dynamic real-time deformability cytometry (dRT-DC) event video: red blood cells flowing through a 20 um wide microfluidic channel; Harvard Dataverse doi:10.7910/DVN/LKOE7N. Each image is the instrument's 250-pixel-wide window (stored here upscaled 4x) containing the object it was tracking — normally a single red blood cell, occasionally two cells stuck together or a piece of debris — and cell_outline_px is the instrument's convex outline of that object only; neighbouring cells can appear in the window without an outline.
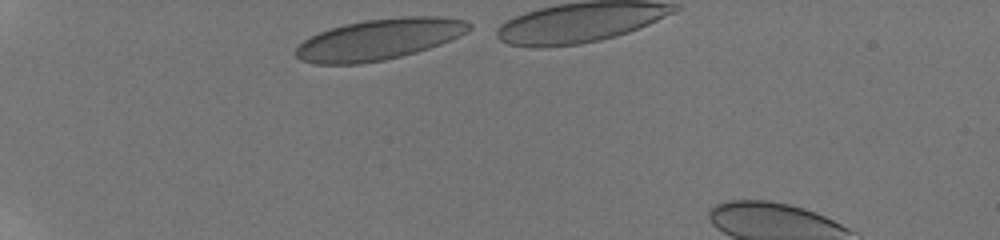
{"species": "human", "species_latin": "Homo sapiens", "temperature_condition": "room temperature", "stored_images_in_passage": 34, "camera_frame_rate_fps": 3000, "um_per_image_px": 0.085, "donor": {"sex": "male"}, "frame": {"image": 1, "passage_image": 1, "time_ms": 0.0, "image_size_px": [1000, 240], "cell_outline_px": [[472, 28], [460, 36], [440, 44], [416, 52], [384, 60], [360, 64], [312, 64], [300, 60], [296, 56], [296, 48], [304, 40], [320, 32], [344, 24], [364, 20], [404, 16], [440, 16], [464, 20], [472, 24]], "centroid_in_image_um": [32.24, 3.34], "position_along_channel_um": 52.8, "area_um2": 41.33}}
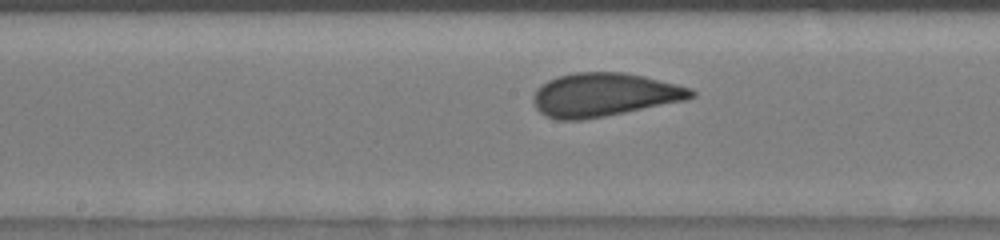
{"frame": {"image": 2, "passage_image": 15, "time_ms": 4.667, "image_size_px": [1000, 240], "cell_outline_px": [[696, 96], [688, 100], [584, 120], [556, 120], [540, 112], [536, 108], [532, 100], [532, 96], [548, 80], [556, 76], [572, 72], [624, 72], [644, 76], [692, 88], [696, 92]], "centroid_in_image_um": [51.38, 8.05], "position_along_channel_um": 196.8, "area_um2": 40.17}}
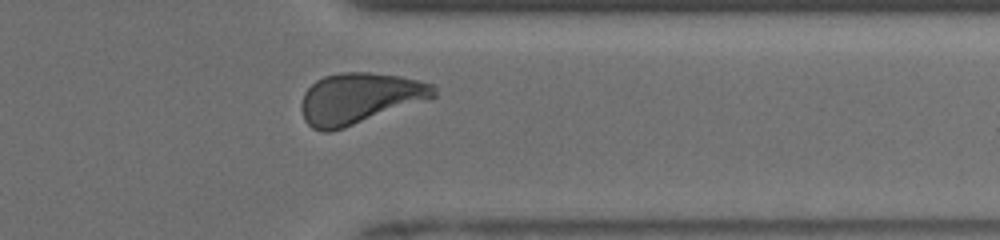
{"frame": {"image": 3, "passage_image": 29, "time_ms": 9.333, "image_size_px": [1000, 240], "cell_outline_px": [[436, 96], [344, 128], [332, 132], [324, 132], [312, 128], [304, 120], [300, 108], [300, 104], [304, 92], [316, 80], [324, 76], [340, 72], [368, 72], [400, 76], [436, 84]], "centroid_in_image_um": [30.52, 8.35], "position_along_channel_um": 380.9, "area_um2": 39.25}}